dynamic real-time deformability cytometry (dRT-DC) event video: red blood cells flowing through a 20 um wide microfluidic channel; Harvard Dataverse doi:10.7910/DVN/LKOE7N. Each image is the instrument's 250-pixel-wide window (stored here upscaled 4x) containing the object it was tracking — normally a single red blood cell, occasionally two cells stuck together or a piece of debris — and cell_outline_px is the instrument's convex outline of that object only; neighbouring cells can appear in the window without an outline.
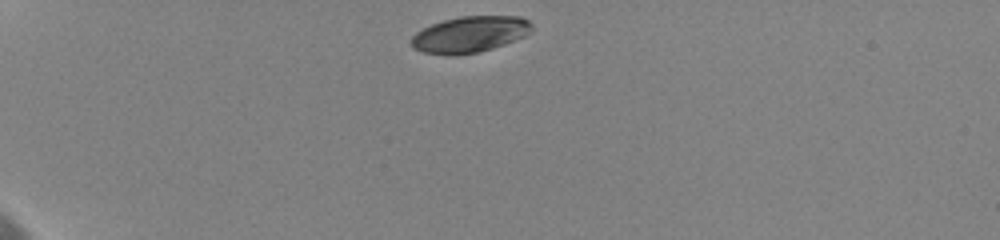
{"species": "human", "species_latin": "Homo sapiens", "temperature_condition": "cold", "stored_images_in_passage": 24, "camera_frame_rate_fps": 3000, "um_per_image_px": 0.085, "donor": {"sex": "female"}, "frame": {"image": 1, "passage_image": 1, "time_ms": 0.0, "image_size_px": [1000, 240], "cell_outline_px": [[532, 32], [524, 36], [504, 44], [492, 48], [476, 52], [424, 52], [412, 48], [412, 36], [416, 32], [432, 24], [444, 20], [460, 16], [520, 16], [528, 20], [532, 24]], "centroid_in_image_um": [40.0, 2.87], "position_along_channel_um": 45.0, "area_um2": 24.57}}
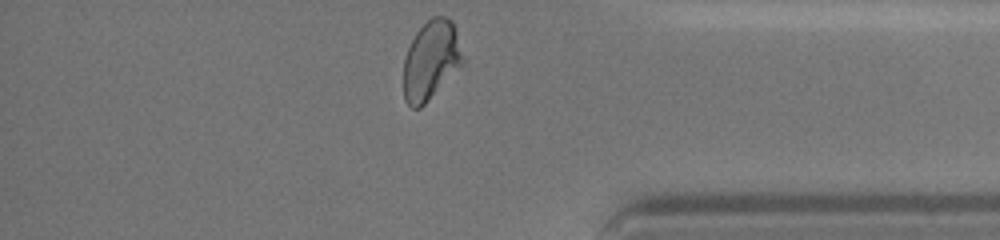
{"frame": {"image": 2, "passage_image": 24, "time_ms": 11.667, "image_size_px": [1000, 240], "cell_outline_px": [[468, 64], [420, 108], [412, 108], [404, 100], [404, 60], [408, 48], [416, 32], [432, 16], [444, 16], [452, 20]], "centroid_in_image_um": [36.71, 5.15], "position_along_channel_um": 398.5, "area_um2": 28.15}, "authors_computed_cell_mechanics": {"area_um2": 27.3105, "velocity_mm_per_s": 3.5736, "shape_relaxation_time_tau1_ms": 3.4339, "shape_relaxation_time_tau2_ms": 0.8746, "deformation_change_tau1": 0.1118, "deformation_change_tau2": 0.0424}}